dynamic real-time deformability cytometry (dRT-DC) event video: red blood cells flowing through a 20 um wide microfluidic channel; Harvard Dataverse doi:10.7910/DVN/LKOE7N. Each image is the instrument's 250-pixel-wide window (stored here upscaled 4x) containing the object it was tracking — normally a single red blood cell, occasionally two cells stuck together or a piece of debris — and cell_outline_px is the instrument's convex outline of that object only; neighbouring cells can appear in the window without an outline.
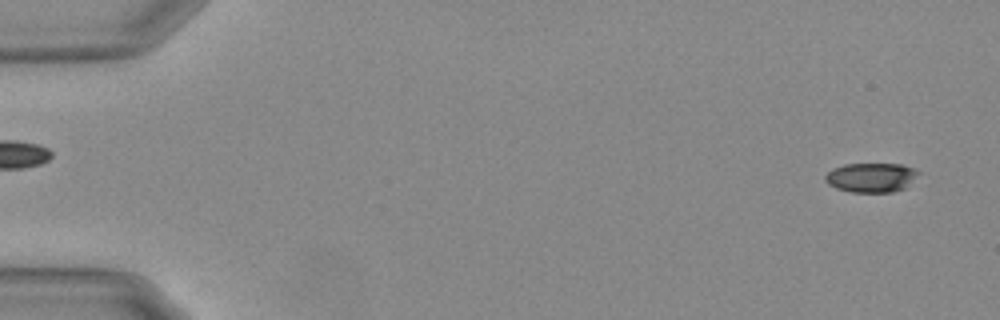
{"species": "Egyptian fruit bat (a non-hibernating species)", "species_latin": "Rousettus aegyptiacus", "temperature_condition": "warm", "stored_images_in_passage": 54, "camera_frame_rate_fps": 3000, "um_per_image_px": 0.085, "animal": {"sex": "female"}, "frame": {"image": 1, "passage_image": 1, "time_ms": 0.0, "image_size_px": [1000, 320], "cell_outline_px": [[920, 172], [904, 188], [892, 192], [852, 192], [836, 188], [828, 184], [824, 180], [824, 176], [832, 168], [844, 164], [900, 164], [912, 168]], "centroid_in_image_um": [74.0, 15.08], "position_along_channel_um": 11.0, "area_um2": 15.84}}
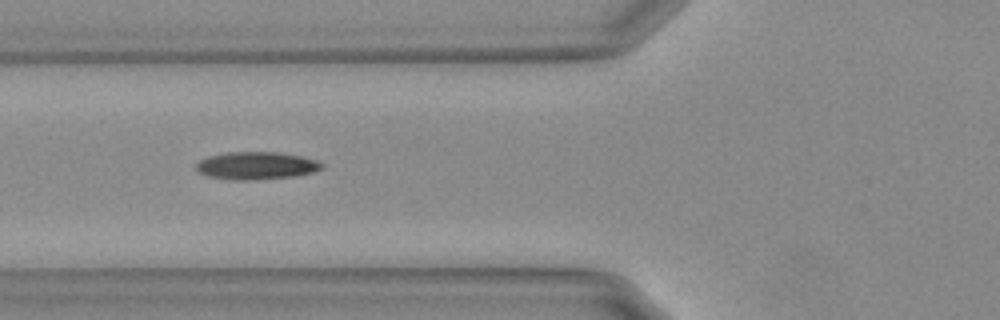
{"frame": {"image": 2, "passage_image": 20, "time_ms": 6.333, "image_size_px": [1000, 320], "cell_outline_px": [[324, 168], [312, 172], [292, 176], [252, 180], [232, 180], [208, 176], [200, 172], [196, 168], [196, 164], [200, 160], [208, 156], [228, 152], [280, 152], [300, 156], [316, 160], [324, 164]], "centroid_in_image_um": [21.79, 14.07], "position_along_channel_um": 104.0, "area_um2": 20.11}}
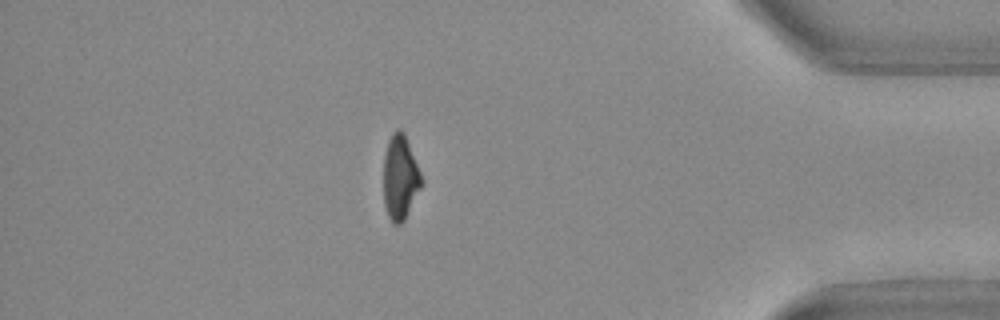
{"frame": {"image": 3, "passage_image": 47, "time_ms": 15.333, "image_size_px": [1000, 320], "cell_outline_px": [[424, 184], [404, 220], [400, 224], [392, 224], [388, 216], [384, 204], [384, 156], [388, 140], [392, 132], [396, 128], [400, 128], [404, 132], [424, 180]], "centroid_in_image_um": [34.03, 15.08], "position_along_channel_um": 401.2, "area_um2": 19.02}, "authors_computed_cell_mechanics": {"area_um2": 19.0451, "velocity_mm_per_s": 3.7149, "shape_relaxation_time_tau1_ms": 5.5628, "shape_relaxation_time_tau2_ms": 2.6195, "deformation_change_tau1": 0.2121, "deformation_change_tau2": 0.0878}}